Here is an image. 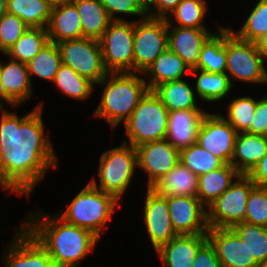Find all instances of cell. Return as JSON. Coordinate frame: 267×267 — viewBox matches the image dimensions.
Segmentation results:
<instances>
[{
    "mask_svg": "<svg viewBox=\"0 0 267 267\" xmlns=\"http://www.w3.org/2000/svg\"><path fill=\"white\" fill-rule=\"evenodd\" d=\"M135 149L137 168L148 173L147 188H151L179 162V150L166 139L147 142Z\"/></svg>",
    "mask_w": 267,
    "mask_h": 267,
    "instance_id": "cell-14",
    "label": "cell"
},
{
    "mask_svg": "<svg viewBox=\"0 0 267 267\" xmlns=\"http://www.w3.org/2000/svg\"><path fill=\"white\" fill-rule=\"evenodd\" d=\"M151 188L163 197L196 196L198 176L179 161Z\"/></svg>",
    "mask_w": 267,
    "mask_h": 267,
    "instance_id": "cell-24",
    "label": "cell"
},
{
    "mask_svg": "<svg viewBox=\"0 0 267 267\" xmlns=\"http://www.w3.org/2000/svg\"><path fill=\"white\" fill-rule=\"evenodd\" d=\"M52 7L44 0H7V12L18 16L29 27L45 28Z\"/></svg>",
    "mask_w": 267,
    "mask_h": 267,
    "instance_id": "cell-31",
    "label": "cell"
},
{
    "mask_svg": "<svg viewBox=\"0 0 267 267\" xmlns=\"http://www.w3.org/2000/svg\"><path fill=\"white\" fill-rule=\"evenodd\" d=\"M112 21H127L116 18V14L138 15L140 18L147 17L146 0H101Z\"/></svg>",
    "mask_w": 267,
    "mask_h": 267,
    "instance_id": "cell-42",
    "label": "cell"
},
{
    "mask_svg": "<svg viewBox=\"0 0 267 267\" xmlns=\"http://www.w3.org/2000/svg\"><path fill=\"white\" fill-rule=\"evenodd\" d=\"M137 167L136 149L127 141L119 147L104 151L100 156L98 169L99 186L95 179L89 183L103 192L113 196L118 202L131 183Z\"/></svg>",
    "mask_w": 267,
    "mask_h": 267,
    "instance_id": "cell-5",
    "label": "cell"
},
{
    "mask_svg": "<svg viewBox=\"0 0 267 267\" xmlns=\"http://www.w3.org/2000/svg\"><path fill=\"white\" fill-rule=\"evenodd\" d=\"M197 196L168 197L171 224L177 235L206 234L207 209Z\"/></svg>",
    "mask_w": 267,
    "mask_h": 267,
    "instance_id": "cell-13",
    "label": "cell"
},
{
    "mask_svg": "<svg viewBox=\"0 0 267 267\" xmlns=\"http://www.w3.org/2000/svg\"><path fill=\"white\" fill-rule=\"evenodd\" d=\"M192 267H222L209 241L199 249L192 263Z\"/></svg>",
    "mask_w": 267,
    "mask_h": 267,
    "instance_id": "cell-45",
    "label": "cell"
},
{
    "mask_svg": "<svg viewBox=\"0 0 267 267\" xmlns=\"http://www.w3.org/2000/svg\"><path fill=\"white\" fill-rule=\"evenodd\" d=\"M245 242L257 263L267 259V227L241 222L231 228Z\"/></svg>",
    "mask_w": 267,
    "mask_h": 267,
    "instance_id": "cell-35",
    "label": "cell"
},
{
    "mask_svg": "<svg viewBox=\"0 0 267 267\" xmlns=\"http://www.w3.org/2000/svg\"><path fill=\"white\" fill-rule=\"evenodd\" d=\"M119 202L111 195L88 184L74 197L67 209L58 214L66 222L91 231L101 240V230L112 220Z\"/></svg>",
    "mask_w": 267,
    "mask_h": 267,
    "instance_id": "cell-4",
    "label": "cell"
},
{
    "mask_svg": "<svg viewBox=\"0 0 267 267\" xmlns=\"http://www.w3.org/2000/svg\"><path fill=\"white\" fill-rule=\"evenodd\" d=\"M206 114L202 109L170 111L165 139L179 151L196 144L198 130Z\"/></svg>",
    "mask_w": 267,
    "mask_h": 267,
    "instance_id": "cell-20",
    "label": "cell"
},
{
    "mask_svg": "<svg viewBox=\"0 0 267 267\" xmlns=\"http://www.w3.org/2000/svg\"><path fill=\"white\" fill-rule=\"evenodd\" d=\"M99 85H105L94 116L105 119L112 129L125 123L149 90L146 78L136 73H108Z\"/></svg>",
    "mask_w": 267,
    "mask_h": 267,
    "instance_id": "cell-3",
    "label": "cell"
},
{
    "mask_svg": "<svg viewBox=\"0 0 267 267\" xmlns=\"http://www.w3.org/2000/svg\"><path fill=\"white\" fill-rule=\"evenodd\" d=\"M144 199V223L150 241L157 251L162 245L177 236L171 224L168 197H163L152 188H147Z\"/></svg>",
    "mask_w": 267,
    "mask_h": 267,
    "instance_id": "cell-15",
    "label": "cell"
},
{
    "mask_svg": "<svg viewBox=\"0 0 267 267\" xmlns=\"http://www.w3.org/2000/svg\"><path fill=\"white\" fill-rule=\"evenodd\" d=\"M207 241V234L177 235L156 252L165 267H192L199 249Z\"/></svg>",
    "mask_w": 267,
    "mask_h": 267,
    "instance_id": "cell-21",
    "label": "cell"
},
{
    "mask_svg": "<svg viewBox=\"0 0 267 267\" xmlns=\"http://www.w3.org/2000/svg\"><path fill=\"white\" fill-rule=\"evenodd\" d=\"M80 15L83 37L99 40L112 22L101 0H73Z\"/></svg>",
    "mask_w": 267,
    "mask_h": 267,
    "instance_id": "cell-27",
    "label": "cell"
},
{
    "mask_svg": "<svg viewBox=\"0 0 267 267\" xmlns=\"http://www.w3.org/2000/svg\"><path fill=\"white\" fill-rule=\"evenodd\" d=\"M240 173L231 165L223 164L220 168L198 176L197 197L205 207L213 203L233 183Z\"/></svg>",
    "mask_w": 267,
    "mask_h": 267,
    "instance_id": "cell-25",
    "label": "cell"
},
{
    "mask_svg": "<svg viewBox=\"0 0 267 267\" xmlns=\"http://www.w3.org/2000/svg\"><path fill=\"white\" fill-rule=\"evenodd\" d=\"M207 5L205 0H182L167 17L173 18L177 27L205 28L203 25Z\"/></svg>",
    "mask_w": 267,
    "mask_h": 267,
    "instance_id": "cell-37",
    "label": "cell"
},
{
    "mask_svg": "<svg viewBox=\"0 0 267 267\" xmlns=\"http://www.w3.org/2000/svg\"><path fill=\"white\" fill-rule=\"evenodd\" d=\"M245 222L267 227V188L254 186L249 194Z\"/></svg>",
    "mask_w": 267,
    "mask_h": 267,
    "instance_id": "cell-41",
    "label": "cell"
},
{
    "mask_svg": "<svg viewBox=\"0 0 267 267\" xmlns=\"http://www.w3.org/2000/svg\"><path fill=\"white\" fill-rule=\"evenodd\" d=\"M2 63L0 78V105L1 100L12 107L22 104L32 95V84L29 78L27 64L9 58Z\"/></svg>",
    "mask_w": 267,
    "mask_h": 267,
    "instance_id": "cell-19",
    "label": "cell"
},
{
    "mask_svg": "<svg viewBox=\"0 0 267 267\" xmlns=\"http://www.w3.org/2000/svg\"><path fill=\"white\" fill-rule=\"evenodd\" d=\"M48 42V33L45 28L29 27L5 53V56L27 64Z\"/></svg>",
    "mask_w": 267,
    "mask_h": 267,
    "instance_id": "cell-32",
    "label": "cell"
},
{
    "mask_svg": "<svg viewBox=\"0 0 267 267\" xmlns=\"http://www.w3.org/2000/svg\"><path fill=\"white\" fill-rule=\"evenodd\" d=\"M153 92L169 112L200 109L196 105L194 89L182 79L162 83L156 86Z\"/></svg>",
    "mask_w": 267,
    "mask_h": 267,
    "instance_id": "cell-28",
    "label": "cell"
},
{
    "mask_svg": "<svg viewBox=\"0 0 267 267\" xmlns=\"http://www.w3.org/2000/svg\"><path fill=\"white\" fill-rule=\"evenodd\" d=\"M99 42L108 73H133L134 21H112Z\"/></svg>",
    "mask_w": 267,
    "mask_h": 267,
    "instance_id": "cell-8",
    "label": "cell"
},
{
    "mask_svg": "<svg viewBox=\"0 0 267 267\" xmlns=\"http://www.w3.org/2000/svg\"><path fill=\"white\" fill-rule=\"evenodd\" d=\"M49 41L59 43L83 37L80 15L73 2L52 8L46 27Z\"/></svg>",
    "mask_w": 267,
    "mask_h": 267,
    "instance_id": "cell-23",
    "label": "cell"
},
{
    "mask_svg": "<svg viewBox=\"0 0 267 267\" xmlns=\"http://www.w3.org/2000/svg\"><path fill=\"white\" fill-rule=\"evenodd\" d=\"M227 72L233 85L232 77L249 83H267L265 59L258 52L255 42L239 39L232 29L226 27ZM231 76V77H230Z\"/></svg>",
    "mask_w": 267,
    "mask_h": 267,
    "instance_id": "cell-7",
    "label": "cell"
},
{
    "mask_svg": "<svg viewBox=\"0 0 267 267\" xmlns=\"http://www.w3.org/2000/svg\"><path fill=\"white\" fill-rule=\"evenodd\" d=\"M189 73L197 76L195 94L203 101L213 103L223 99L226 95L228 97L233 87L226 73H211L199 69H191Z\"/></svg>",
    "mask_w": 267,
    "mask_h": 267,
    "instance_id": "cell-30",
    "label": "cell"
},
{
    "mask_svg": "<svg viewBox=\"0 0 267 267\" xmlns=\"http://www.w3.org/2000/svg\"><path fill=\"white\" fill-rule=\"evenodd\" d=\"M179 161L197 176L220 168L224 163L197 143L179 151Z\"/></svg>",
    "mask_w": 267,
    "mask_h": 267,
    "instance_id": "cell-36",
    "label": "cell"
},
{
    "mask_svg": "<svg viewBox=\"0 0 267 267\" xmlns=\"http://www.w3.org/2000/svg\"><path fill=\"white\" fill-rule=\"evenodd\" d=\"M44 1L47 2L52 8H54V7L61 6L66 3H70L73 0H44Z\"/></svg>",
    "mask_w": 267,
    "mask_h": 267,
    "instance_id": "cell-48",
    "label": "cell"
},
{
    "mask_svg": "<svg viewBox=\"0 0 267 267\" xmlns=\"http://www.w3.org/2000/svg\"><path fill=\"white\" fill-rule=\"evenodd\" d=\"M227 118L222 116L237 133L250 129L255 114L256 100L250 96L234 98L228 105Z\"/></svg>",
    "mask_w": 267,
    "mask_h": 267,
    "instance_id": "cell-38",
    "label": "cell"
},
{
    "mask_svg": "<svg viewBox=\"0 0 267 267\" xmlns=\"http://www.w3.org/2000/svg\"><path fill=\"white\" fill-rule=\"evenodd\" d=\"M247 133L267 136V96L256 100L255 114Z\"/></svg>",
    "mask_w": 267,
    "mask_h": 267,
    "instance_id": "cell-43",
    "label": "cell"
},
{
    "mask_svg": "<svg viewBox=\"0 0 267 267\" xmlns=\"http://www.w3.org/2000/svg\"><path fill=\"white\" fill-rule=\"evenodd\" d=\"M207 238L222 267H257L245 242L231 228H209Z\"/></svg>",
    "mask_w": 267,
    "mask_h": 267,
    "instance_id": "cell-17",
    "label": "cell"
},
{
    "mask_svg": "<svg viewBox=\"0 0 267 267\" xmlns=\"http://www.w3.org/2000/svg\"><path fill=\"white\" fill-rule=\"evenodd\" d=\"M254 186L248 175L240 174L235 182L207 207L208 227L232 228L244 222L247 214L246 203Z\"/></svg>",
    "mask_w": 267,
    "mask_h": 267,
    "instance_id": "cell-9",
    "label": "cell"
},
{
    "mask_svg": "<svg viewBox=\"0 0 267 267\" xmlns=\"http://www.w3.org/2000/svg\"><path fill=\"white\" fill-rule=\"evenodd\" d=\"M62 65L57 43L49 41L40 52L27 63L29 78L34 74L40 79L53 82Z\"/></svg>",
    "mask_w": 267,
    "mask_h": 267,
    "instance_id": "cell-33",
    "label": "cell"
},
{
    "mask_svg": "<svg viewBox=\"0 0 267 267\" xmlns=\"http://www.w3.org/2000/svg\"><path fill=\"white\" fill-rule=\"evenodd\" d=\"M168 113L153 90H148L124 123L129 144L136 148L147 142L165 140Z\"/></svg>",
    "mask_w": 267,
    "mask_h": 267,
    "instance_id": "cell-6",
    "label": "cell"
},
{
    "mask_svg": "<svg viewBox=\"0 0 267 267\" xmlns=\"http://www.w3.org/2000/svg\"><path fill=\"white\" fill-rule=\"evenodd\" d=\"M255 186L267 188V153L248 174Z\"/></svg>",
    "mask_w": 267,
    "mask_h": 267,
    "instance_id": "cell-46",
    "label": "cell"
},
{
    "mask_svg": "<svg viewBox=\"0 0 267 267\" xmlns=\"http://www.w3.org/2000/svg\"><path fill=\"white\" fill-rule=\"evenodd\" d=\"M1 112L0 188L30 197L46 171L58 165L44 133L42 103L20 118L6 109Z\"/></svg>",
    "mask_w": 267,
    "mask_h": 267,
    "instance_id": "cell-1",
    "label": "cell"
},
{
    "mask_svg": "<svg viewBox=\"0 0 267 267\" xmlns=\"http://www.w3.org/2000/svg\"><path fill=\"white\" fill-rule=\"evenodd\" d=\"M236 136L237 131L221 114L207 112L200 124L196 143L224 164H231Z\"/></svg>",
    "mask_w": 267,
    "mask_h": 267,
    "instance_id": "cell-12",
    "label": "cell"
},
{
    "mask_svg": "<svg viewBox=\"0 0 267 267\" xmlns=\"http://www.w3.org/2000/svg\"><path fill=\"white\" fill-rule=\"evenodd\" d=\"M257 267H267V259L264 260L263 262L258 263Z\"/></svg>",
    "mask_w": 267,
    "mask_h": 267,
    "instance_id": "cell-50",
    "label": "cell"
},
{
    "mask_svg": "<svg viewBox=\"0 0 267 267\" xmlns=\"http://www.w3.org/2000/svg\"><path fill=\"white\" fill-rule=\"evenodd\" d=\"M18 229L8 253L5 251V267H54L50 254L38 240L24 226Z\"/></svg>",
    "mask_w": 267,
    "mask_h": 267,
    "instance_id": "cell-16",
    "label": "cell"
},
{
    "mask_svg": "<svg viewBox=\"0 0 267 267\" xmlns=\"http://www.w3.org/2000/svg\"><path fill=\"white\" fill-rule=\"evenodd\" d=\"M258 52L263 58H267V33L263 34L258 40L255 41Z\"/></svg>",
    "mask_w": 267,
    "mask_h": 267,
    "instance_id": "cell-47",
    "label": "cell"
},
{
    "mask_svg": "<svg viewBox=\"0 0 267 267\" xmlns=\"http://www.w3.org/2000/svg\"><path fill=\"white\" fill-rule=\"evenodd\" d=\"M1 71H2V62H0V78H1Z\"/></svg>",
    "mask_w": 267,
    "mask_h": 267,
    "instance_id": "cell-51",
    "label": "cell"
},
{
    "mask_svg": "<svg viewBox=\"0 0 267 267\" xmlns=\"http://www.w3.org/2000/svg\"><path fill=\"white\" fill-rule=\"evenodd\" d=\"M219 29V33L212 32L213 35L203 45L194 69L211 73H226V27Z\"/></svg>",
    "mask_w": 267,
    "mask_h": 267,
    "instance_id": "cell-29",
    "label": "cell"
},
{
    "mask_svg": "<svg viewBox=\"0 0 267 267\" xmlns=\"http://www.w3.org/2000/svg\"><path fill=\"white\" fill-rule=\"evenodd\" d=\"M29 29L18 16L6 12L0 17V51L6 53L15 42Z\"/></svg>",
    "mask_w": 267,
    "mask_h": 267,
    "instance_id": "cell-40",
    "label": "cell"
},
{
    "mask_svg": "<svg viewBox=\"0 0 267 267\" xmlns=\"http://www.w3.org/2000/svg\"><path fill=\"white\" fill-rule=\"evenodd\" d=\"M172 20L166 18L168 48L177 54L190 70L194 69L197 66L203 45L213 34L208 32L207 28L172 26Z\"/></svg>",
    "mask_w": 267,
    "mask_h": 267,
    "instance_id": "cell-18",
    "label": "cell"
},
{
    "mask_svg": "<svg viewBox=\"0 0 267 267\" xmlns=\"http://www.w3.org/2000/svg\"><path fill=\"white\" fill-rule=\"evenodd\" d=\"M186 71L190 69L185 62L167 48L143 74L151 75L146 83L148 89L153 90L162 83L183 79Z\"/></svg>",
    "mask_w": 267,
    "mask_h": 267,
    "instance_id": "cell-26",
    "label": "cell"
},
{
    "mask_svg": "<svg viewBox=\"0 0 267 267\" xmlns=\"http://www.w3.org/2000/svg\"><path fill=\"white\" fill-rule=\"evenodd\" d=\"M168 48V25L164 18L134 21V73H144Z\"/></svg>",
    "mask_w": 267,
    "mask_h": 267,
    "instance_id": "cell-11",
    "label": "cell"
},
{
    "mask_svg": "<svg viewBox=\"0 0 267 267\" xmlns=\"http://www.w3.org/2000/svg\"><path fill=\"white\" fill-rule=\"evenodd\" d=\"M181 1L182 0H146L147 15L153 18L166 19Z\"/></svg>",
    "mask_w": 267,
    "mask_h": 267,
    "instance_id": "cell-44",
    "label": "cell"
},
{
    "mask_svg": "<svg viewBox=\"0 0 267 267\" xmlns=\"http://www.w3.org/2000/svg\"><path fill=\"white\" fill-rule=\"evenodd\" d=\"M57 46L62 64L97 86L108 74L103 64L99 40L82 37L61 41Z\"/></svg>",
    "mask_w": 267,
    "mask_h": 267,
    "instance_id": "cell-10",
    "label": "cell"
},
{
    "mask_svg": "<svg viewBox=\"0 0 267 267\" xmlns=\"http://www.w3.org/2000/svg\"><path fill=\"white\" fill-rule=\"evenodd\" d=\"M7 12V0H0V17Z\"/></svg>",
    "mask_w": 267,
    "mask_h": 267,
    "instance_id": "cell-49",
    "label": "cell"
},
{
    "mask_svg": "<svg viewBox=\"0 0 267 267\" xmlns=\"http://www.w3.org/2000/svg\"><path fill=\"white\" fill-rule=\"evenodd\" d=\"M233 33L239 39L250 42H255L267 33V0H259L241 29Z\"/></svg>",
    "mask_w": 267,
    "mask_h": 267,
    "instance_id": "cell-39",
    "label": "cell"
},
{
    "mask_svg": "<svg viewBox=\"0 0 267 267\" xmlns=\"http://www.w3.org/2000/svg\"><path fill=\"white\" fill-rule=\"evenodd\" d=\"M58 89L73 99H88L94 92L95 84L85 77L80 76L70 67L61 65L53 80Z\"/></svg>",
    "mask_w": 267,
    "mask_h": 267,
    "instance_id": "cell-34",
    "label": "cell"
},
{
    "mask_svg": "<svg viewBox=\"0 0 267 267\" xmlns=\"http://www.w3.org/2000/svg\"><path fill=\"white\" fill-rule=\"evenodd\" d=\"M266 153L267 136L237 133L231 165L240 174L248 175Z\"/></svg>",
    "mask_w": 267,
    "mask_h": 267,
    "instance_id": "cell-22",
    "label": "cell"
},
{
    "mask_svg": "<svg viewBox=\"0 0 267 267\" xmlns=\"http://www.w3.org/2000/svg\"><path fill=\"white\" fill-rule=\"evenodd\" d=\"M27 216L23 226L47 250L54 267H77L88 253L94 252L100 240L91 231L70 224L57 214L38 212Z\"/></svg>",
    "mask_w": 267,
    "mask_h": 267,
    "instance_id": "cell-2",
    "label": "cell"
}]
</instances>
